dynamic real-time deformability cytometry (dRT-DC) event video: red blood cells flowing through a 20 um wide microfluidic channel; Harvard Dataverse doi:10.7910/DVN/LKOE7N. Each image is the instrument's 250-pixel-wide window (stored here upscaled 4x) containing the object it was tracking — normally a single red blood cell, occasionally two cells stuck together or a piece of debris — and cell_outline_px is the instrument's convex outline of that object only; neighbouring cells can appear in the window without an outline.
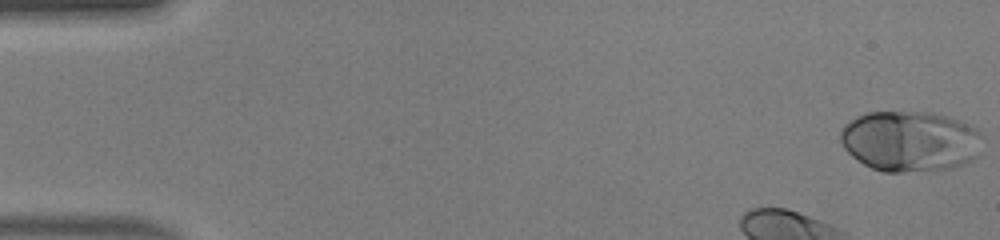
{"species": "human", "species_latin": "Homo sapiens", "temperature_condition": "warm", "stored_images_in_passage": 37, "camera_frame_rate_fps": 3000, "um_per_image_px": 0.085, "donor": {"sex": "male"}, "frame": {"image": 1, "passage_image": 1, "time_ms": 0.0, "image_size_px": [1000, 240], "cell_outline_px": [[980, 136], [976, 156], [972, 160], [952, 168], [900, 172], [884, 172], [872, 168], [864, 164], [852, 156], [844, 148], [840, 140], [840, 132], [844, 124], [856, 116], [868, 112], [932, 112], [956, 120], [976, 128], [980, 132]], "centroid_in_image_um": [77.29, 12.0], "position_along_channel_um": 7.7, "area_um2": 49.82}}
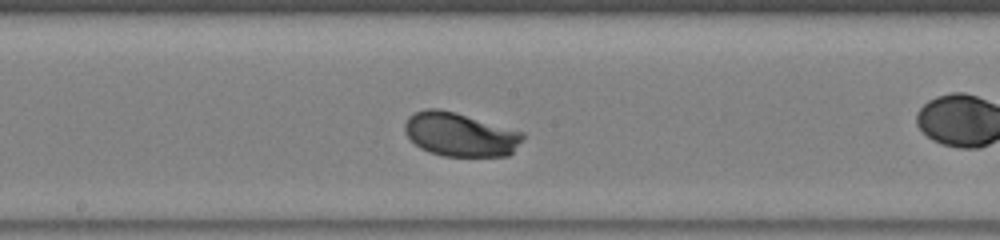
{"frame": {"image": 2, "passage_image": 22, "time_ms": 7.0, "image_size_px": [1000, 240], "cell_outline_px": [[524, 136], [512, 152], [508, 156], [444, 156], [428, 152], [420, 148], [404, 132], [404, 124], [408, 116], [424, 108], [440, 108], [456, 112], [524, 132]], "centroid_in_image_um": [39.08, 11.42], "position_along_channel_um": 209.1, "area_um2": 30.17}}
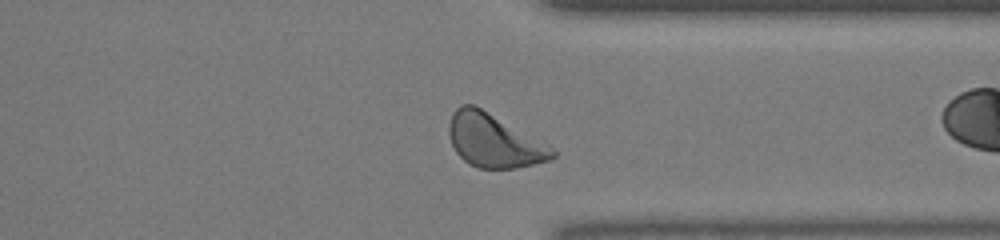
{"frame": {"image": 3, "passage_image": 33, "time_ms": 10.667, "image_size_px": [1000, 240], "cell_outline_px": [[556, 156], [552, 160], [516, 168], [476, 168], [468, 164], [456, 152], [448, 136], [448, 124], [452, 112], [460, 104], [472, 104], [544, 140], [556, 152]], "centroid_in_image_um": [42.0, 11.96], "position_along_channel_um": 369.4, "area_um2": 32.6}, "authors_computed_cell_mechanics": {"area_um2": 29.8248, "velocity_mm_per_s": 4.4013, "shape_relaxation_time_tau1_ms": 1.2532, "shape_relaxation_time_tau2_ms": null, "deformation_change_tau1": 0.1302, "deformation_change_tau2": null}}